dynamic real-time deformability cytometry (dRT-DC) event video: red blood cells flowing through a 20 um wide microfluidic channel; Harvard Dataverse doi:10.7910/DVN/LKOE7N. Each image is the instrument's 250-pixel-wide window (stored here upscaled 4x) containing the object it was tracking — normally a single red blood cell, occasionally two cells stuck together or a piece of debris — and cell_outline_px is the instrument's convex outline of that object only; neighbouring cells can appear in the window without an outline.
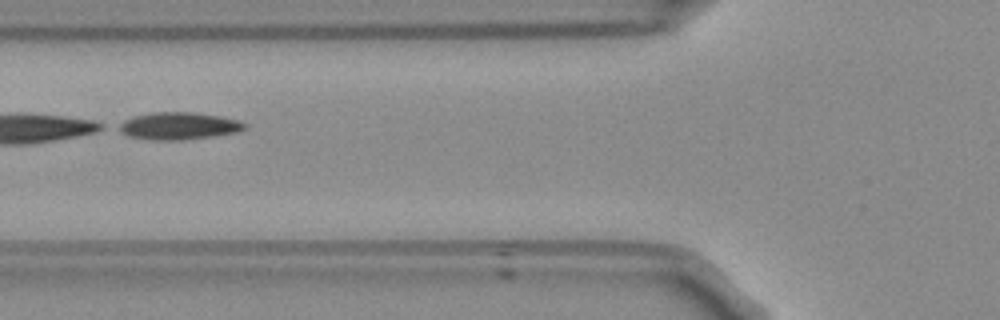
{"species": "Egyptian fruit bat (a non-hibernating species)", "species_latin": "Rousettus aegyptiacus", "temperature_condition": "room temperature", "stored_images_in_passage": 23, "segment_of_instrument_passage": [2, 2], "camera_frame_rate_fps": 3000, "um_per_image_px": 0.085, "frame": {"image": 1, "passage_image": 18, "time_ms": 5.667, "image_size_px": [1000, 320], "cell_outline_px": [[248, 128], [240, 132], [184, 140], [148, 140], [128, 136], [112, 128], [116, 124], [132, 116], [148, 112], [192, 112], [220, 116], [240, 120], [248, 124]], "centroid_in_image_um": [15.14, 10.7], "position_along_channel_um": 110.7, "area_um2": 20.69}}